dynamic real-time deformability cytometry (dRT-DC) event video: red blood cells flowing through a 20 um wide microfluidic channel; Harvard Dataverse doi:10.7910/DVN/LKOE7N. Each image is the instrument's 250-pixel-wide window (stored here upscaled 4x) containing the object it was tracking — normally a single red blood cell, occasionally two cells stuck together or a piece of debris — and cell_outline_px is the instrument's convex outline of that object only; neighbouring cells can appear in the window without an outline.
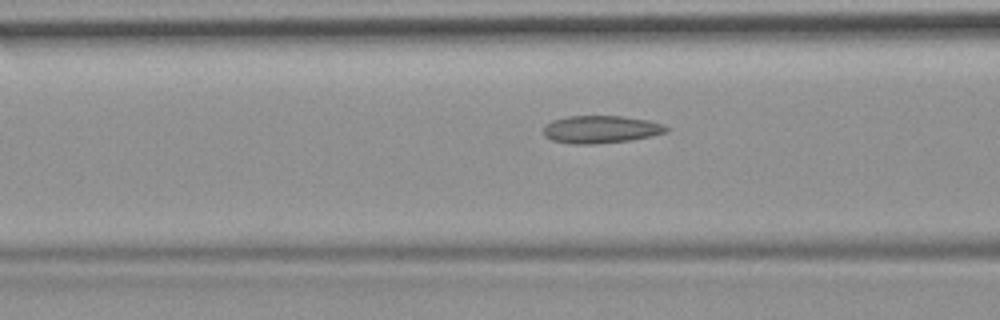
{"species": "common noctule bat (a hibernating species)", "species_latin": "Nyctalus noctula", "temperature_condition": "room temperature", "stored_images_in_passage": 37, "camera_frame_rate_fps": 3000, "um_per_image_px": 0.085, "animal": {"sex": "female", "body_mass_g": 19.9}, "frame": {"image": 1, "passage_image": 14, "time_ms": 4.333, "image_size_px": [1000, 320], "cell_outline_px": [[668, 132], [652, 136], [628, 140], [592, 144], [572, 144], [552, 140], [544, 136], [544, 128], [552, 120], [568, 116], [620, 116], [648, 120], [664, 124], [668, 128]], "centroid_in_image_um": [51.08, 10.99], "position_along_channel_um": 115.5, "area_um2": 19.65}}
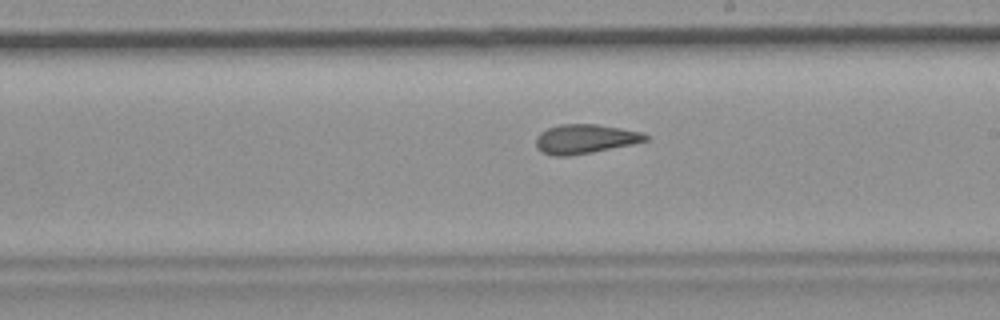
{"frame": {"image": 2, "passage_image": 24, "time_ms": 7.667, "image_size_px": [1000, 320], "cell_outline_px": [[648, 140], [632, 144], [592, 152], [568, 156], [552, 156], [540, 152], [536, 148], [536, 136], [540, 132], [548, 128], [560, 124], [596, 124], [644, 132], [648, 136]], "centroid_in_image_um": [49.7, 11.81], "position_along_channel_um": 239.3, "area_um2": 18.79}}
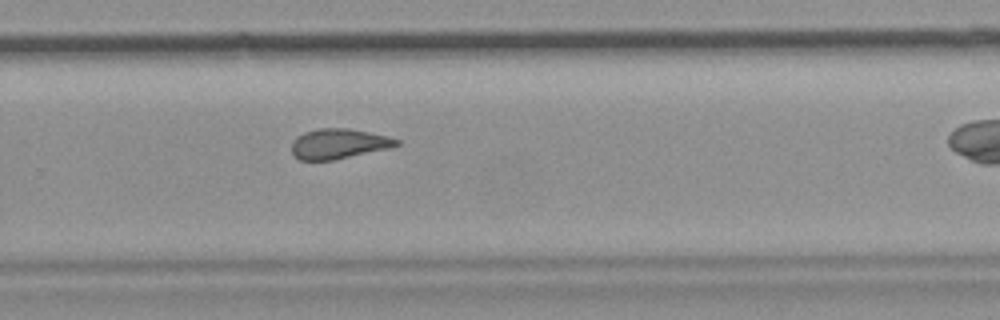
{"frame": {"image": 3, "passage_image": 29, "time_ms": 9.333, "image_size_px": [1000, 320], "cell_outline_px": [[400, 144], [392, 148], [332, 160], [300, 160], [292, 152], [292, 140], [296, 136], [304, 132], [316, 128], [348, 128], [388, 136], [400, 140]], "centroid_in_image_um": [28.8, 12.21], "position_along_channel_um": 301.0, "area_um2": 18.5}}